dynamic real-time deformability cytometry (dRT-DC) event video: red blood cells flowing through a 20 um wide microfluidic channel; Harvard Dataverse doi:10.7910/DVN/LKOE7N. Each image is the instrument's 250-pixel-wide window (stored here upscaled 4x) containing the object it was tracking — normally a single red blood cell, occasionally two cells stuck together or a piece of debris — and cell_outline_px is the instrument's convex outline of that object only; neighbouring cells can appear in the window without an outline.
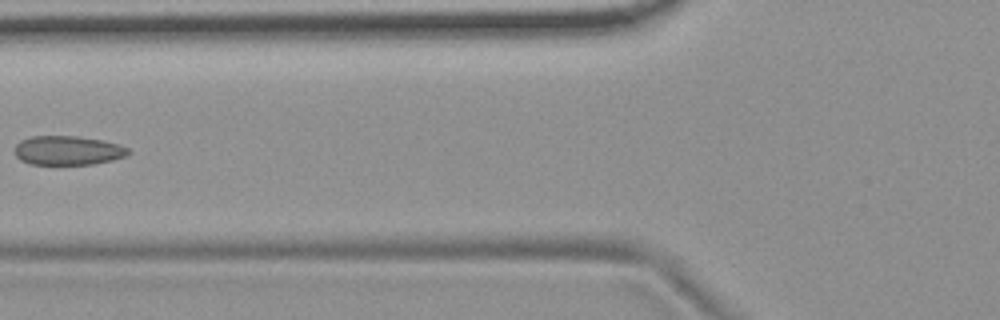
{"species": "common noctule bat (a hibernating species)", "species_latin": "Nyctalus noctula", "temperature_condition": "room temperature", "stored_images_in_passage": 6, "camera_frame_rate_fps": 3000, "um_per_image_px": 0.085, "animal": {"sex": "female", "body_mass_g": 19.9}, "frame": {"image": 1, "passage_image": 5, "time_ms": 1.333, "image_size_px": [1000, 320], "cell_outline_px": [[132, 152], [128, 156], [112, 160], [92, 164], [28, 164], [20, 160], [12, 152], [16, 144], [20, 140], [32, 136], [80, 136], [104, 140], [120, 144], [128, 148]], "centroid_in_image_um": [5.77, 12.78], "position_along_channel_um": 120.0, "area_um2": 19.71}}
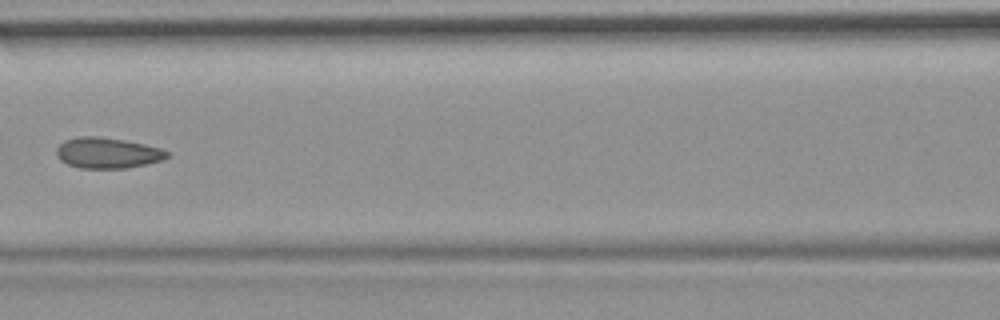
{"frame": {"image": 2, "passage_image": 6, "time_ms": 1.667, "image_size_px": [1000, 320], "cell_outline_px": [[168, 156], [164, 160], [148, 164], [124, 168], [80, 168], [68, 164], [60, 160], [56, 156], [56, 148], [64, 140], [80, 136], [96, 136], [124, 140], [144, 144], [160, 148], [168, 152]], "centroid_in_image_um": [9.12, 13.0], "position_along_channel_um": 157.5, "area_um2": 19.83}}